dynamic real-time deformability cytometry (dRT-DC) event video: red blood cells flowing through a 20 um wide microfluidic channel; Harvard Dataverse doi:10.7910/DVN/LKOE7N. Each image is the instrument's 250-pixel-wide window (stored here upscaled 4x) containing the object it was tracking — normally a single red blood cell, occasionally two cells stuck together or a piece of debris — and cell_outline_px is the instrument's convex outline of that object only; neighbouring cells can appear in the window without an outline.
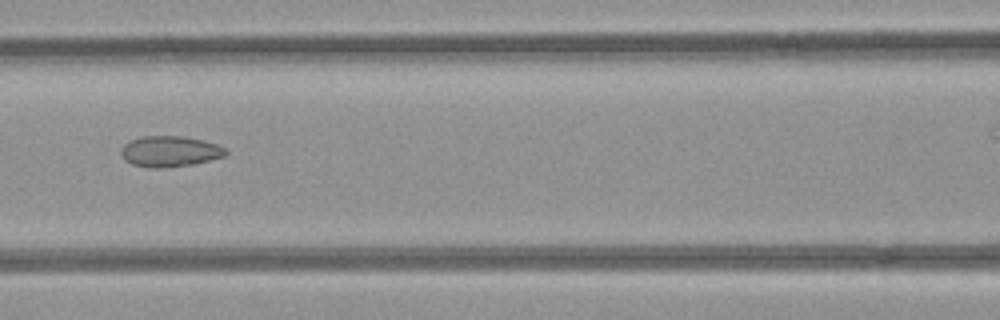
{"species": "common noctule bat (a hibernating species)", "species_latin": "Nyctalus noctula", "temperature_condition": "room temperature", "stored_images_in_passage": 8, "segment_of_instrument_passage": [1, 2], "camera_frame_rate_fps": 3000, "um_per_image_px": 0.085, "animal": {"sex": "female", "body_mass_g": 21.9}, "frame": {"image": 1, "passage_image": 7, "time_ms": 2.0, "image_size_px": [1000, 320], "cell_outline_px": [[228, 152], [224, 156], [192, 164], [160, 168], [148, 168], [132, 164], [124, 160], [120, 152], [120, 148], [124, 144], [132, 140], [144, 136], [184, 136], [216, 144], [228, 148]], "centroid_in_image_um": [14.41, 12.87], "position_along_channel_um": 152.2, "area_um2": 18.73}}